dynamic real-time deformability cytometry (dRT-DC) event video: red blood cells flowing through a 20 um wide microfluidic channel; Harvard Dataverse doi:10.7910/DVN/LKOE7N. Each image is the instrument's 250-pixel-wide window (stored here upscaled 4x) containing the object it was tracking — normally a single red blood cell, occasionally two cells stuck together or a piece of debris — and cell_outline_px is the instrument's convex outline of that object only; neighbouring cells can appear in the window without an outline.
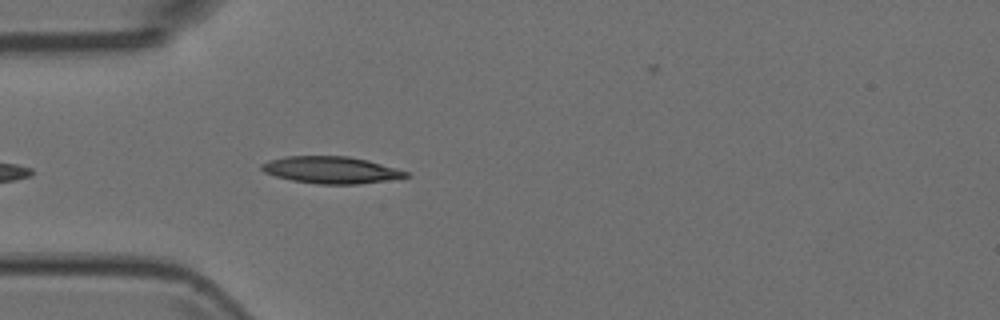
{"species": "Egyptian fruit bat (a non-hibernating species)", "species_latin": "Rousettus aegyptiacus", "temperature_condition": "room temperature", "stored_images_in_passage": 6, "camera_frame_rate_fps": 3000, "um_per_image_px": 0.085, "animal": {"sex": "female"}, "frame": {"image": 1, "passage_image": 5, "time_ms": 1.333, "image_size_px": [1000, 320], "cell_outline_px": [[412, 176], [360, 184], [316, 184], [292, 180], [276, 176], [264, 172], [260, 168], [260, 164], [268, 160], [284, 156], [348, 156], [368, 160], [396, 168], [408, 172]], "centroid_in_image_um": [28.12, 14.44], "position_along_channel_um": 56.9, "area_um2": 22.72}}